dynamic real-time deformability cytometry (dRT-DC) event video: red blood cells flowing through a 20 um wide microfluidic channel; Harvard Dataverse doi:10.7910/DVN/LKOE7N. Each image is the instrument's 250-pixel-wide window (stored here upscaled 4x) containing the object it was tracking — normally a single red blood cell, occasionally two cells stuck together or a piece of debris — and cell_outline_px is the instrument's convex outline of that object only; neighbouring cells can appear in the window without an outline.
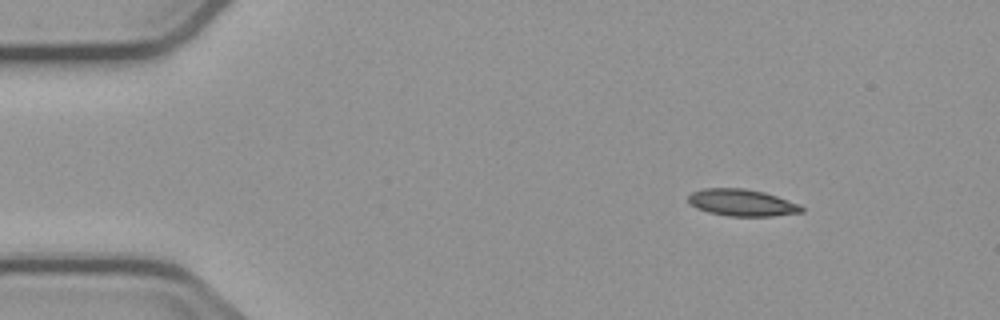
{"species": "common noctule bat (a hibernating species)", "species_latin": "Nyctalus noctula", "temperature_condition": "cold", "stored_images_in_passage": 5, "camera_frame_rate_fps": 3000, "um_per_image_px": 0.085, "animal": {"sex": "male", "body_mass_g": 23.1, "forearm_length_mm": 52.7}, "frame": {"image": 1, "passage_image": 5, "time_ms": 7.333, "image_size_px": [1000, 320], "cell_outline_px": [[804, 212], [772, 216], [728, 216], [708, 212], [696, 208], [688, 200], [688, 196], [692, 192], [704, 188], [744, 188], [764, 192], [800, 204], [804, 208]], "centroid_in_image_um": [63.08, 17.23], "position_along_channel_um": 21.9, "area_um2": 17.74}}